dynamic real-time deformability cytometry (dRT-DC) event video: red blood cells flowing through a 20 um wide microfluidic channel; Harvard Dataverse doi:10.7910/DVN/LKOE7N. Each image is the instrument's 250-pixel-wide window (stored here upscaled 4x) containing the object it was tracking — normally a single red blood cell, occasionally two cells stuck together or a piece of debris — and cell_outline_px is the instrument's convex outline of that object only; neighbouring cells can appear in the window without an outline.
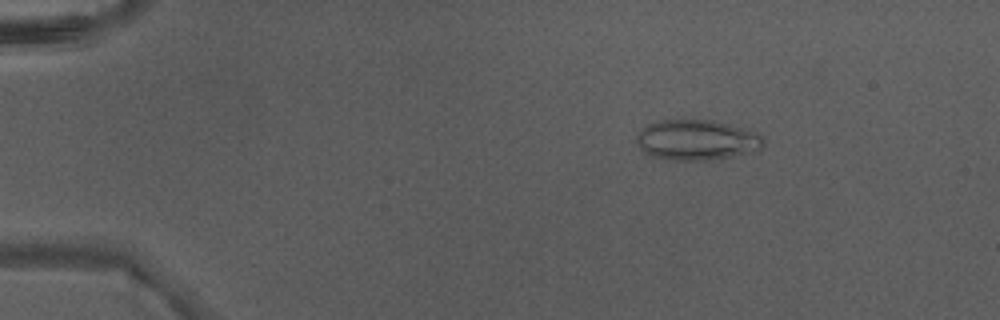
{"species": "Egyptian fruit bat (a non-hibernating species)", "species_latin": "Rousettus aegyptiacus", "temperature_condition": "warm", "stored_images_in_passage": 46, "camera_frame_rate_fps": 3000, "um_per_image_px": 0.085, "animal": {"sex": "male"}, "frame": {"image": 1, "passage_image": 7, "time_ms": 2.0, "image_size_px": [1000, 320], "cell_outline_px": [[764, 144], [756, 152], [708, 160], [668, 160], [652, 156], [644, 152], [640, 148], [636, 140], [636, 132], [640, 128], [648, 124], [660, 120], [712, 120], [728, 124], [756, 132], [764, 136]], "centroid_in_image_um": [59.21, 11.9], "position_along_channel_um": 25.8, "area_um2": 30.11}}
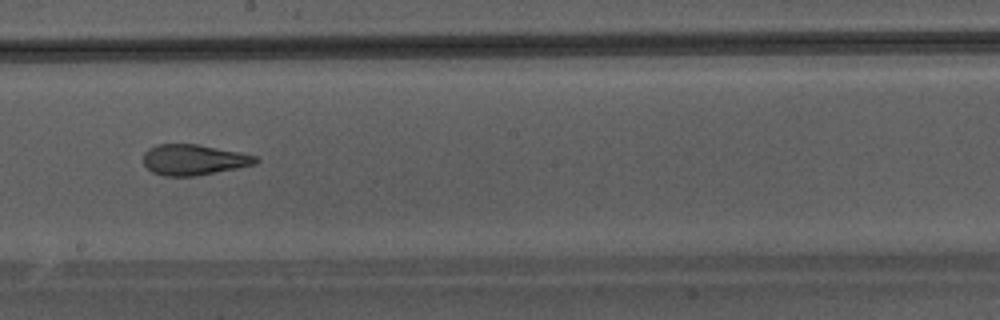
{"frame": {"image": 2, "passage_image": 27, "time_ms": 8.667, "image_size_px": [1000, 320], "cell_outline_px": [[260, 160], [256, 164], [236, 168], [192, 176], [164, 176], [152, 172], [144, 164], [144, 152], [148, 148], [156, 144], [196, 144], [240, 152], [256, 156]], "centroid_in_image_um": [16.45, 13.57], "position_along_channel_um": 231.8, "area_um2": 19.94}}